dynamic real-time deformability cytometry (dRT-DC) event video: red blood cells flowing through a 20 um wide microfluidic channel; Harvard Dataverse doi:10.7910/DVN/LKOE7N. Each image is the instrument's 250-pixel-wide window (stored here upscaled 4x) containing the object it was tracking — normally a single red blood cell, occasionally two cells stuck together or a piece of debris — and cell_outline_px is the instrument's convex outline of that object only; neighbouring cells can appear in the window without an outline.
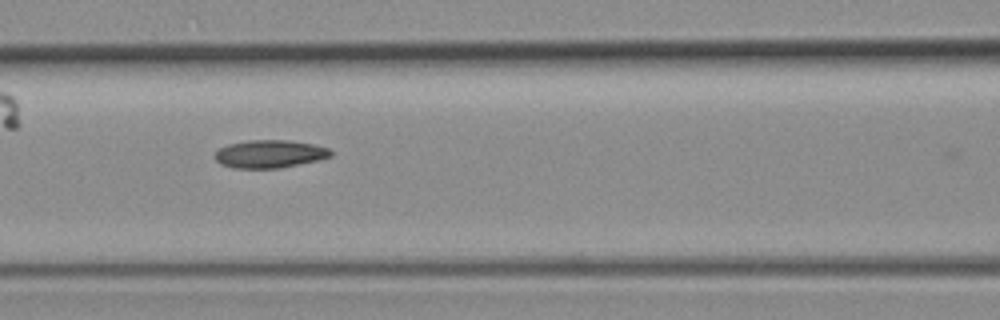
{"species": "common noctule bat (a hibernating species)", "species_latin": "Nyctalus noctula", "temperature_condition": "room temperature", "stored_images_in_passage": 5, "camera_frame_rate_fps": 3000, "um_per_image_px": 0.085, "animal": {"sex": "female", "body_mass_g": 19.3, "forearm_length_mm": 54.1}, "frame": {"image": 1, "passage_image": 3, "time_ms": 0.667, "image_size_px": [1000, 320], "cell_outline_px": [[332, 156], [320, 160], [280, 168], [232, 168], [220, 164], [212, 156], [220, 148], [228, 144], [248, 140], [288, 140], [312, 144], [328, 148], [332, 152]], "centroid_in_image_um": [22.91, 13.09], "position_along_channel_um": 143.7, "area_um2": 18.96}}
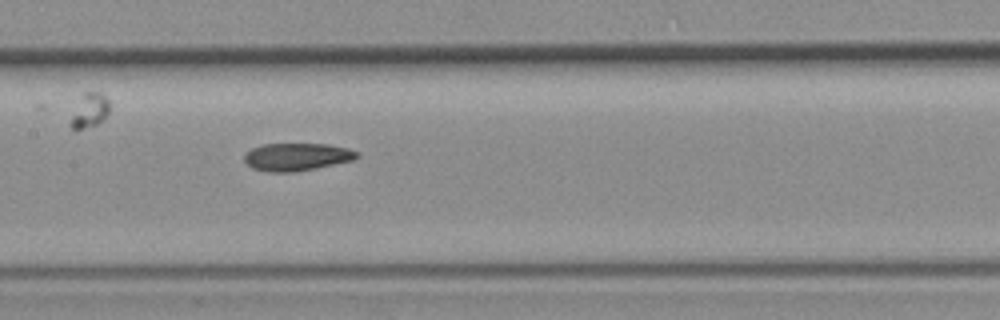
{"frame": {"image": 2, "passage_image": 4, "time_ms": 1.0, "image_size_px": [1000, 320], "cell_outline_px": [[360, 156], [352, 160], [316, 168], [292, 172], [268, 172], [252, 168], [244, 160], [244, 156], [252, 148], [264, 144], [328, 144], [348, 148], [360, 152]], "centroid_in_image_um": [25.25, 13.33], "position_along_channel_um": 182.1, "area_um2": 18.09}}
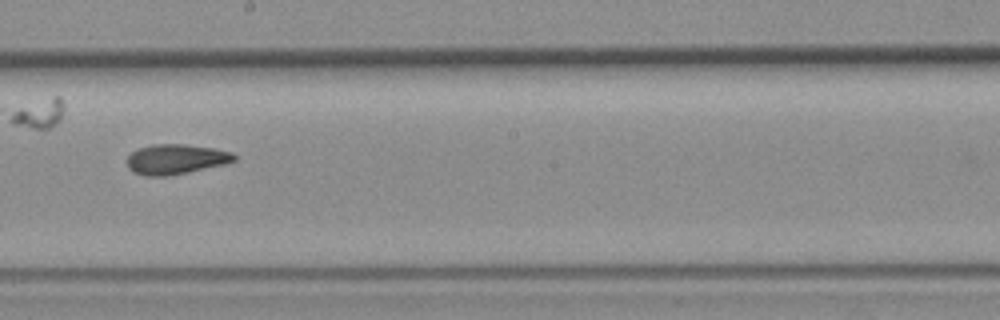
{"frame": {"image": 3, "passage_image": 5, "time_ms": 1.333, "image_size_px": [1000, 320], "cell_outline_px": [[236, 160], [224, 164], [188, 172], [168, 176], [144, 176], [132, 172], [128, 168], [128, 156], [132, 152], [140, 148], [152, 144], [184, 144], [212, 148], [232, 152], [236, 156]], "centroid_in_image_um": [14.93, 13.54], "position_along_channel_um": 233.3, "area_um2": 18.67}}